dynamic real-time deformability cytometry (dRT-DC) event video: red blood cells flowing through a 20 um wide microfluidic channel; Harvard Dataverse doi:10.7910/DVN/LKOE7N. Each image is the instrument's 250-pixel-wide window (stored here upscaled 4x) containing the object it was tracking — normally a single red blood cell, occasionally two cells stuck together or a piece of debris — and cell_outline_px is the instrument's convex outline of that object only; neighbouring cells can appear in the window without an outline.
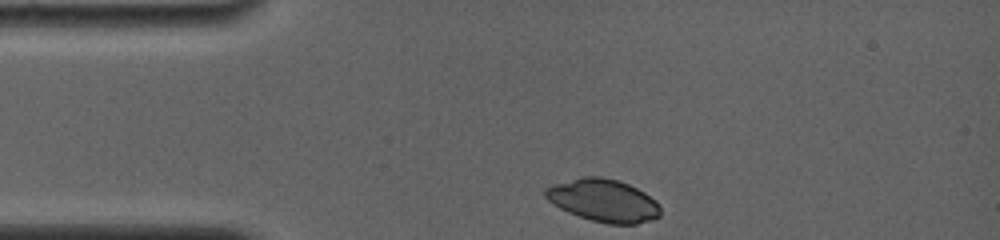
{"species": "common noctule bat (a hibernating species)", "species_latin": "Nyctalus noctula", "temperature_condition": "room temperature", "stored_images_in_passage": 45, "camera_frame_rate_fps": 4000, "um_per_image_px": 0.085, "animal": {"sex": "female", "body_mass_g": 19.0, "forearm_length_mm": 56.7}, "frame": {"image": 1, "passage_image": 1, "time_ms": 0.0, "image_size_px": [1000, 240], "cell_outline_px": [[660, 216], [652, 220], [636, 224], [608, 224], [592, 220], [568, 212], [560, 208], [548, 200], [544, 196], [544, 188], [552, 184], [580, 176], [600, 176], [616, 180], [628, 184], [644, 192], [656, 200], [660, 208]], "centroid_in_image_um": [51.28, 17.03], "position_along_channel_um": 33.7, "area_um2": 28.67}}
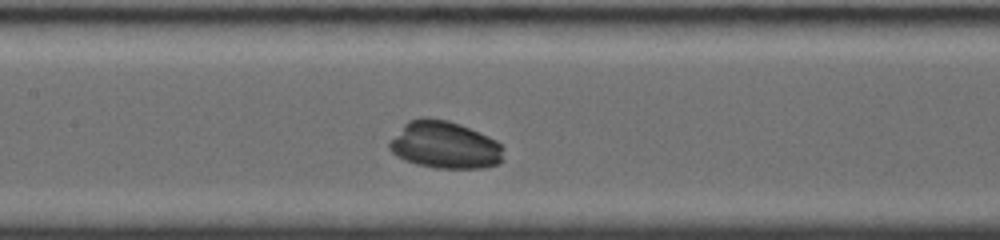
{"frame": {"image": 2, "passage_image": 19, "time_ms": 4.5, "image_size_px": [1000, 240], "cell_outline_px": [[504, 148], [500, 164], [484, 168], [436, 168], [416, 164], [404, 160], [396, 156], [388, 148], [388, 144], [404, 124], [408, 120], [420, 116], [428, 116], [448, 120], [460, 124], [488, 136], [496, 140]], "centroid_in_image_um": [37.8, 12.32], "position_along_channel_um": 169.6, "area_um2": 31.73}}
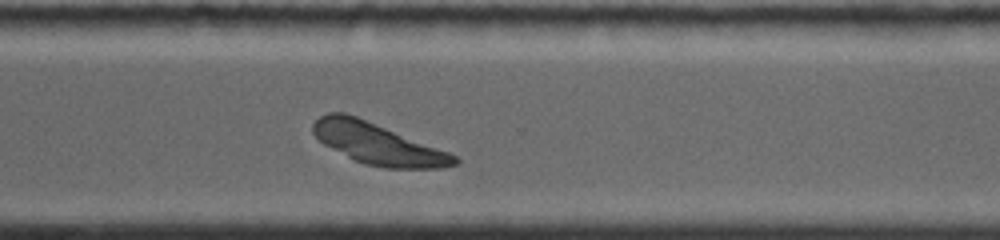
{"frame": {"image": 3, "passage_image": 37, "time_ms": 9.0, "image_size_px": [1000, 240], "cell_outline_px": [[460, 160], [456, 164], [440, 168], [384, 168], [364, 164], [324, 144], [312, 132], [312, 124], [320, 116], [328, 112], [344, 112], [356, 116], [448, 152], [456, 156]], "centroid_in_image_um": [32.09, 12.21], "position_along_channel_um": 338.5, "area_um2": 33.41}}